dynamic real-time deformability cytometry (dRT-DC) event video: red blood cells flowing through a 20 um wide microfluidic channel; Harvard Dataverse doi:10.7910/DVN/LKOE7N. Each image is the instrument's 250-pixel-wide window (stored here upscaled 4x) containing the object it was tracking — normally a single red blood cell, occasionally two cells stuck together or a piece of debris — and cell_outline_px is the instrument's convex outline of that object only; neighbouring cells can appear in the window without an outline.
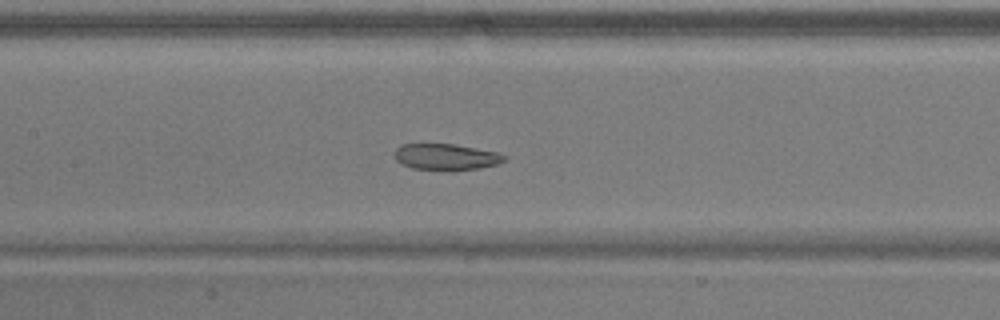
{"species": "common noctule bat (a hibernating species)", "species_latin": "Nyctalus noctula", "temperature_condition": "warm", "stored_images_in_passage": 54, "camera_frame_rate_fps": 3000, "um_per_image_px": 0.085, "animal": {"sex": "male", "body_mass_g": 17.9}, "frame": {"image": 1, "passage_image": 26, "time_ms": 8.333, "image_size_px": [1000, 320], "cell_outline_px": [[508, 156], [504, 160], [496, 164], [480, 168], [452, 172], [444, 172], [412, 168], [400, 164], [396, 160], [396, 148], [400, 144], [456, 144], [496, 152]], "centroid_in_image_um": [37.9, 13.36], "position_along_channel_um": 169.5, "area_um2": 17.22}}
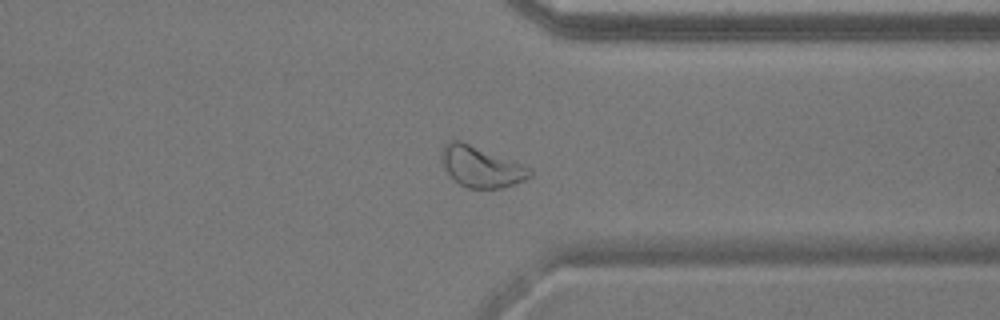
{"frame": {"image": 2, "passage_image": 42, "time_ms": 13.667, "image_size_px": [1000, 320], "cell_outline_px": [[532, 176], [524, 180], [500, 188], [468, 188], [460, 184], [444, 168], [444, 144], [448, 140], [460, 140], [532, 168]], "centroid_in_image_um": [40.94, 14.17], "position_along_channel_um": 370.5, "area_um2": 20.4}}
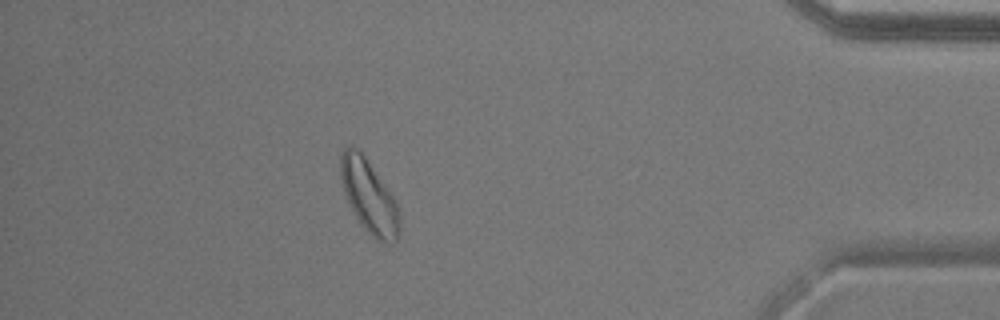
{"frame": {"image": 3, "passage_image": 48, "time_ms": 15.667, "image_size_px": [1000, 320], "cell_outline_px": [[400, 232], [396, 240], [388, 244], [376, 240], [364, 228], [356, 216], [344, 192], [340, 180], [340, 152], [348, 144], [352, 144], [360, 148], [396, 200], [400, 212]], "centroid_in_image_um": [31.37, 16.64], "position_along_channel_um": 403.8, "area_um2": 25.61}, "authors_computed_cell_mechanics": {"area_um2": 22.253, "velocity_mm_per_s": 3.7968, "shape_relaxation_time_tau1_ms": null, "shape_relaxation_time_tau2_ms": 5.4669, "deformation_change_tau1": null, "deformation_change_tau2": 0.1205}}